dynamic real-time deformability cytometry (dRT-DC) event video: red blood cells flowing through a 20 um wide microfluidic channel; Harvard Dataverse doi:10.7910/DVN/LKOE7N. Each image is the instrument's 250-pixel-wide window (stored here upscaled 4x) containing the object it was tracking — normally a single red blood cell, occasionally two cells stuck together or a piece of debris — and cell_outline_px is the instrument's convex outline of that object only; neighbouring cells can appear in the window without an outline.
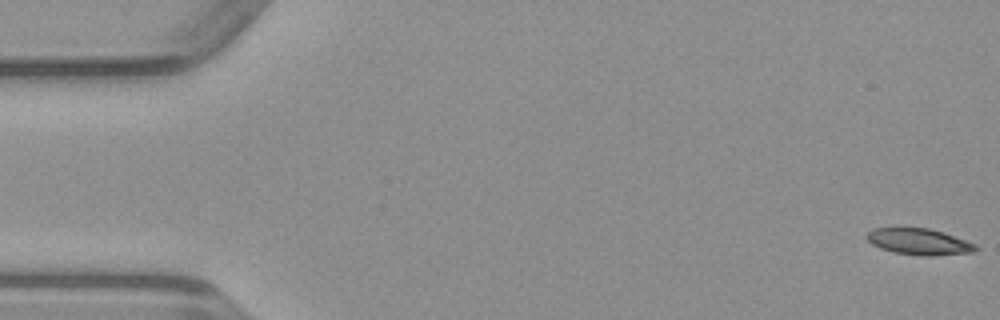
{"species": "common noctule bat (a hibernating species)", "species_latin": "Nyctalus noctula", "temperature_condition": "warm", "stored_images_in_passage": 49, "camera_frame_rate_fps": 3000, "um_per_image_px": 0.085, "animal": {"sex": "male", "body_mass_g": 23.1, "forearm_length_mm": 52.7}, "frame": {"image": 1, "passage_image": 1, "time_ms": 0.0, "image_size_px": [1000, 320], "cell_outline_px": [[980, 248], [972, 252], [932, 256], [924, 256], [892, 252], [880, 248], [872, 244], [868, 240], [868, 232], [872, 228], [928, 228], [944, 232], [976, 244]], "centroid_in_image_um": [78.14, 20.54], "position_along_channel_um": 6.9, "area_um2": 16.65}}
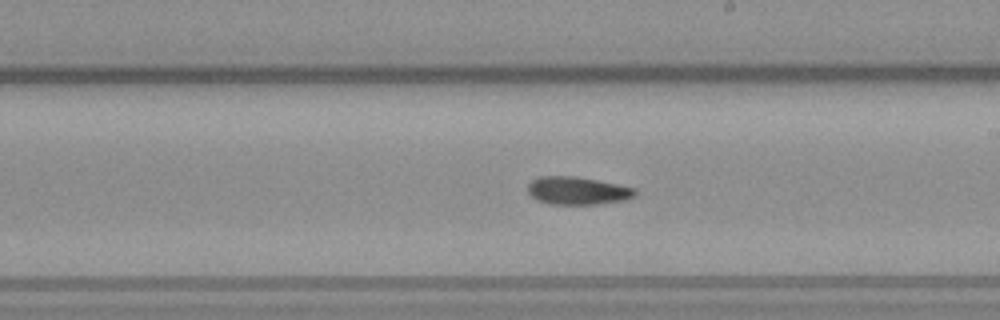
{"frame": {"image": 2, "passage_image": 28, "time_ms": 9.0, "image_size_px": [1000, 320], "cell_outline_px": [[636, 196], [624, 200], [596, 204], [548, 204], [536, 200], [528, 192], [528, 184], [532, 180], [540, 176], [576, 176], [636, 188]], "centroid_in_image_um": [49.07, 16.21], "position_along_channel_um": 239.9, "area_um2": 17.4}}
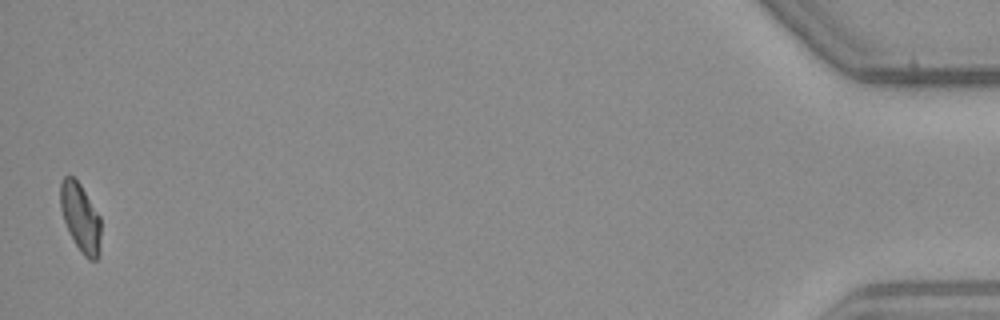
{"frame": {"image": 3, "passage_image": 49, "time_ms": 16.0, "image_size_px": [1000, 320], "cell_outline_px": [[100, 256], [96, 260], [88, 260], [84, 256], [76, 244], [64, 220], [60, 208], [60, 184], [64, 176], [72, 176], [80, 184], [100, 216]], "centroid_in_image_um": [6.85, 18.5], "position_along_channel_um": 428.3, "area_um2": 16.01}}